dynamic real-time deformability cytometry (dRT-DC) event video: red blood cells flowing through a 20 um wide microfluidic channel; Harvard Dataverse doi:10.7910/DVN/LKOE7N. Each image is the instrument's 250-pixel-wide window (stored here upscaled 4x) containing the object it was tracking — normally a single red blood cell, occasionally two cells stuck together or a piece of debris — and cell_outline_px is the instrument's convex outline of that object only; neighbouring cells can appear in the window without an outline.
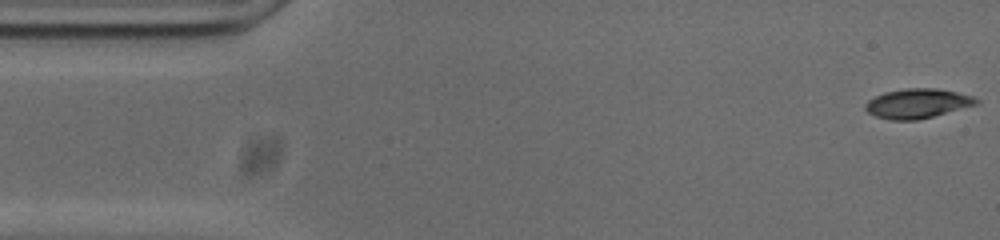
{"species": "common noctule bat (a hibernating species)", "species_latin": "Nyctalus noctula", "temperature_condition": "cold", "stored_images_in_passage": 54, "camera_frame_rate_fps": 3000, "um_per_image_px": 0.085, "animal": {"sex": "male", "body_mass_g": 20.0, "forearm_length_mm": 53.3}, "frame": {"image": 1, "passage_image": 1, "time_ms": 0.0, "image_size_px": [1000, 240], "cell_outline_px": [[980, 104], [916, 120], [888, 120], [876, 116], [868, 112], [864, 108], [864, 104], [868, 100], [884, 92], [904, 88], [936, 88], [956, 92], [972, 96], [980, 100]], "centroid_in_image_um": [77.98, 8.79], "position_along_channel_um": 7.0, "area_um2": 19.13}}
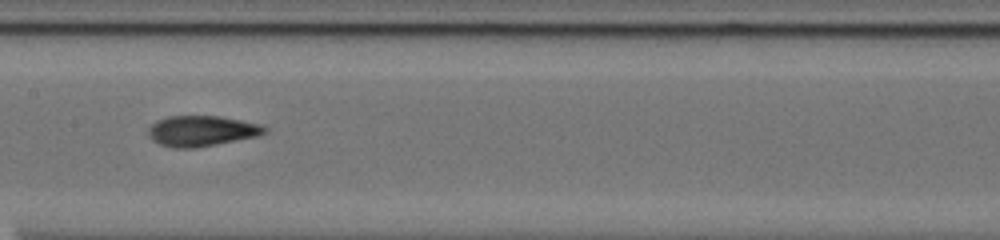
{"frame": {"image": 2, "passage_image": 25, "time_ms": 8.0, "image_size_px": [1000, 240], "cell_outline_px": [[268, 132], [260, 136], [196, 148], [172, 148], [160, 144], [152, 140], [148, 136], [148, 128], [156, 120], [168, 116], [220, 116], [264, 124], [268, 128]], "centroid_in_image_um": [17.19, 11.13], "position_along_channel_um": 190.2, "area_um2": 21.15}}
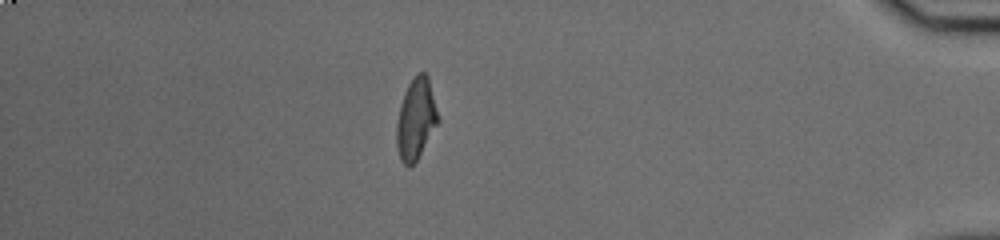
{"frame": {"image": 3, "passage_image": 46, "time_ms": 15.0, "image_size_px": [1000, 240], "cell_outline_px": [[440, 120], [416, 160], [408, 168], [400, 160], [396, 144], [396, 124], [400, 104], [404, 92], [408, 84], [420, 72], [424, 72], [428, 76]], "centroid_in_image_um": [35.34, 10.12], "position_along_channel_um": 399.9, "area_um2": 19.48}, "authors_computed_cell_mechanics": {"area_um2": 19.9121, "velocity_mm_per_s": 3.7324, "shape_relaxation_time_tau1_ms": 5.1414, "shape_relaxation_time_tau2_ms": 2.3114, "deformation_change_tau1": 0.2114, "deformation_change_tau2": 0.0918}}